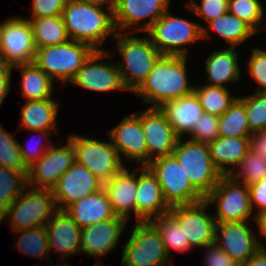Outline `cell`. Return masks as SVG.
<instances>
[{"label":"cell","instance_id":"obj_47","mask_svg":"<svg viewBox=\"0 0 266 266\" xmlns=\"http://www.w3.org/2000/svg\"><path fill=\"white\" fill-rule=\"evenodd\" d=\"M205 252V266H238L216 243L210 244Z\"/></svg>","mask_w":266,"mask_h":266},{"label":"cell","instance_id":"obj_12","mask_svg":"<svg viewBox=\"0 0 266 266\" xmlns=\"http://www.w3.org/2000/svg\"><path fill=\"white\" fill-rule=\"evenodd\" d=\"M209 203L204 199L190 205L170 207L169 214L179 223L191 247L205 248L215 243L217 222L205 212Z\"/></svg>","mask_w":266,"mask_h":266},{"label":"cell","instance_id":"obj_15","mask_svg":"<svg viewBox=\"0 0 266 266\" xmlns=\"http://www.w3.org/2000/svg\"><path fill=\"white\" fill-rule=\"evenodd\" d=\"M75 163V151L68 140L65 146L52 145L28 168L27 187L51 190L58 179Z\"/></svg>","mask_w":266,"mask_h":266},{"label":"cell","instance_id":"obj_27","mask_svg":"<svg viewBox=\"0 0 266 266\" xmlns=\"http://www.w3.org/2000/svg\"><path fill=\"white\" fill-rule=\"evenodd\" d=\"M208 147L211 160L222 176H230L251 149L250 137H217Z\"/></svg>","mask_w":266,"mask_h":266},{"label":"cell","instance_id":"obj_38","mask_svg":"<svg viewBox=\"0 0 266 266\" xmlns=\"http://www.w3.org/2000/svg\"><path fill=\"white\" fill-rule=\"evenodd\" d=\"M234 170L230 176L248 186L266 177V160L250 149Z\"/></svg>","mask_w":266,"mask_h":266},{"label":"cell","instance_id":"obj_1","mask_svg":"<svg viewBox=\"0 0 266 266\" xmlns=\"http://www.w3.org/2000/svg\"><path fill=\"white\" fill-rule=\"evenodd\" d=\"M186 63L185 56L162 55L134 94L150 103V108H160L167 101L194 92L195 86L189 84Z\"/></svg>","mask_w":266,"mask_h":266},{"label":"cell","instance_id":"obj_16","mask_svg":"<svg viewBox=\"0 0 266 266\" xmlns=\"http://www.w3.org/2000/svg\"><path fill=\"white\" fill-rule=\"evenodd\" d=\"M104 188V182L96 177L85 166L75 162L51 189L57 210L68 206L84 196L91 195ZM60 203V204H59Z\"/></svg>","mask_w":266,"mask_h":266},{"label":"cell","instance_id":"obj_39","mask_svg":"<svg viewBox=\"0 0 266 266\" xmlns=\"http://www.w3.org/2000/svg\"><path fill=\"white\" fill-rule=\"evenodd\" d=\"M228 12L247 23L256 33L260 31V27L266 30L263 22L266 20L264 9L260 0H228Z\"/></svg>","mask_w":266,"mask_h":266},{"label":"cell","instance_id":"obj_32","mask_svg":"<svg viewBox=\"0 0 266 266\" xmlns=\"http://www.w3.org/2000/svg\"><path fill=\"white\" fill-rule=\"evenodd\" d=\"M28 20L33 29L36 48L55 46L70 40L61 15Z\"/></svg>","mask_w":266,"mask_h":266},{"label":"cell","instance_id":"obj_3","mask_svg":"<svg viewBox=\"0 0 266 266\" xmlns=\"http://www.w3.org/2000/svg\"><path fill=\"white\" fill-rule=\"evenodd\" d=\"M112 39L116 41L115 46L123 58V61L117 63L123 85L127 91L133 93L148 77L162 54L148 36L117 32Z\"/></svg>","mask_w":266,"mask_h":266},{"label":"cell","instance_id":"obj_17","mask_svg":"<svg viewBox=\"0 0 266 266\" xmlns=\"http://www.w3.org/2000/svg\"><path fill=\"white\" fill-rule=\"evenodd\" d=\"M170 2V0H118L113 11L115 28L125 33L137 31L145 33L169 9ZM147 18L150 20L146 24L135 27ZM133 26L134 30H126Z\"/></svg>","mask_w":266,"mask_h":266},{"label":"cell","instance_id":"obj_48","mask_svg":"<svg viewBox=\"0 0 266 266\" xmlns=\"http://www.w3.org/2000/svg\"><path fill=\"white\" fill-rule=\"evenodd\" d=\"M248 188L252 210H255V206L259 211L266 209V177L248 185Z\"/></svg>","mask_w":266,"mask_h":266},{"label":"cell","instance_id":"obj_49","mask_svg":"<svg viewBox=\"0 0 266 266\" xmlns=\"http://www.w3.org/2000/svg\"><path fill=\"white\" fill-rule=\"evenodd\" d=\"M14 66L0 54V105L8 95L11 85V71Z\"/></svg>","mask_w":266,"mask_h":266},{"label":"cell","instance_id":"obj_14","mask_svg":"<svg viewBox=\"0 0 266 266\" xmlns=\"http://www.w3.org/2000/svg\"><path fill=\"white\" fill-rule=\"evenodd\" d=\"M36 45L30 21L24 17H10L3 21L0 54L13 66L33 63Z\"/></svg>","mask_w":266,"mask_h":266},{"label":"cell","instance_id":"obj_29","mask_svg":"<svg viewBox=\"0 0 266 266\" xmlns=\"http://www.w3.org/2000/svg\"><path fill=\"white\" fill-rule=\"evenodd\" d=\"M60 104L53 98L46 100H30L22 105L21 121L22 130L41 131L57 130V114Z\"/></svg>","mask_w":266,"mask_h":266},{"label":"cell","instance_id":"obj_10","mask_svg":"<svg viewBox=\"0 0 266 266\" xmlns=\"http://www.w3.org/2000/svg\"><path fill=\"white\" fill-rule=\"evenodd\" d=\"M123 266H175L169 261L164 243L149 222H136L122 251Z\"/></svg>","mask_w":266,"mask_h":266},{"label":"cell","instance_id":"obj_13","mask_svg":"<svg viewBox=\"0 0 266 266\" xmlns=\"http://www.w3.org/2000/svg\"><path fill=\"white\" fill-rule=\"evenodd\" d=\"M109 52L101 49L95 50L77 71L69 84L96 92H112L115 90H127L122 82L116 63L102 62Z\"/></svg>","mask_w":266,"mask_h":266},{"label":"cell","instance_id":"obj_7","mask_svg":"<svg viewBox=\"0 0 266 266\" xmlns=\"http://www.w3.org/2000/svg\"><path fill=\"white\" fill-rule=\"evenodd\" d=\"M26 190L0 216V223L9 218L13 232L45 226L57 211L51 190L31 187Z\"/></svg>","mask_w":266,"mask_h":266},{"label":"cell","instance_id":"obj_8","mask_svg":"<svg viewBox=\"0 0 266 266\" xmlns=\"http://www.w3.org/2000/svg\"><path fill=\"white\" fill-rule=\"evenodd\" d=\"M146 166L157 178L164 200L169 207L190 205L205 199L192 186L173 154L155 158Z\"/></svg>","mask_w":266,"mask_h":266},{"label":"cell","instance_id":"obj_22","mask_svg":"<svg viewBox=\"0 0 266 266\" xmlns=\"http://www.w3.org/2000/svg\"><path fill=\"white\" fill-rule=\"evenodd\" d=\"M127 220L115 216L81 230V251L87 256L102 257L116 248Z\"/></svg>","mask_w":266,"mask_h":266},{"label":"cell","instance_id":"obj_31","mask_svg":"<svg viewBox=\"0 0 266 266\" xmlns=\"http://www.w3.org/2000/svg\"><path fill=\"white\" fill-rule=\"evenodd\" d=\"M14 68L19 69L18 71L22 75L19 90L26 101L52 98L53 80L34 62L15 65Z\"/></svg>","mask_w":266,"mask_h":266},{"label":"cell","instance_id":"obj_6","mask_svg":"<svg viewBox=\"0 0 266 266\" xmlns=\"http://www.w3.org/2000/svg\"><path fill=\"white\" fill-rule=\"evenodd\" d=\"M172 154L177 158L192 186L205 198L222 174L211 160L208 144L179 137Z\"/></svg>","mask_w":266,"mask_h":266},{"label":"cell","instance_id":"obj_24","mask_svg":"<svg viewBox=\"0 0 266 266\" xmlns=\"http://www.w3.org/2000/svg\"><path fill=\"white\" fill-rule=\"evenodd\" d=\"M137 170H139V168L130 172L128 167H124L109 181L104 182V189L106 190L114 214L127 221L132 215L131 210L135 215Z\"/></svg>","mask_w":266,"mask_h":266},{"label":"cell","instance_id":"obj_20","mask_svg":"<svg viewBox=\"0 0 266 266\" xmlns=\"http://www.w3.org/2000/svg\"><path fill=\"white\" fill-rule=\"evenodd\" d=\"M108 136L121 160L124 155L127 161L135 160L136 163H141V166L148 164L146 139L139 112L123 118L118 125L108 131Z\"/></svg>","mask_w":266,"mask_h":266},{"label":"cell","instance_id":"obj_46","mask_svg":"<svg viewBox=\"0 0 266 266\" xmlns=\"http://www.w3.org/2000/svg\"><path fill=\"white\" fill-rule=\"evenodd\" d=\"M66 0H32V17L45 18L62 15Z\"/></svg>","mask_w":266,"mask_h":266},{"label":"cell","instance_id":"obj_41","mask_svg":"<svg viewBox=\"0 0 266 266\" xmlns=\"http://www.w3.org/2000/svg\"><path fill=\"white\" fill-rule=\"evenodd\" d=\"M240 98L245 102L250 132L263 133L266 130V94L255 92Z\"/></svg>","mask_w":266,"mask_h":266},{"label":"cell","instance_id":"obj_37","mask_svg":"<svg viewBox=\"0 0 266 266\" xmlns=\"http://www.w3.org/2000/svg\"><path fill=\"white\" fill-rule=\"evenodd\" d=\"M26 185L27 172L0 166V216L22 194Z\"/></svg>","mask_w":266,"mask_h":266},{"label":"cell","instance_id":"obj_34","mask_svg":"<svg viewBox=\"0 0 266 266\" xmlns=\"http://www.w3.org/2000/svg\"><path fill=\"white\" fill-rule=\"evenodd\" d=\"M148 222L157 230L169 258L172 249L181 253L191 250L192 247L185 239L179 223L169 213L155 217Z\"/></svg>","mask_w":266,"mask_h":266},{"label":"cell","instance_id":"obj_18","mask_svg":"<svg viewBox=\"0 0 266 266\" xmlns=\"http://www.w3.org/2000/svg\"><path fill=\"white\" fill-rule=\"evenodd\" d=\"M246 222H222L216 225L215 243L238 265L247 261L264 244Z\"/></svg>","mask_w":266,"mask_h":266},{"label":"cell","instance_id":"obj_21","mask_svg":"<svg viewBox=\"0 0 266 266\" xmlns=\"http://www.w3.org/2000/svg\"><path fill=\"white\" fill-rule=\"evenodd\" d=\"M139 169L141 173L138 174L137 171L135 218L136 222H148L152 217L167 214L170 207L165 202L161 186L151 170L147 166Z\"/></svg>","mask_w":266,"mask_h":266},{"label":"cell","instance_id":"obj_25","mask_svg":"<svg viewBox=\"0 0 266 266\" xmlns=\"http://www.w3.org/2000/svg\"><path fill=\"white\" fill-rule=\"evenodd\" d=\"M65 211L83 229L114 218L106 190L103 188L68 206Z\"/></svg>","mask_w":266,"mask_h":266},{"label":"cell","instance_id":"obj_11","mask_svg":"<svg viewBox=\"0 0 266 266\" xmlns=\"http://www.w3.org/2000/svg\"><path fill=\"white\" fill-rule=\"evenodd\" d=\"M205 200L209 205L216 204L217 214L214 218L217 223L254 219L248 186L235 181L231 176H222Z\"/></svg>","mask_w":266,"mask_h":266},{"label":"cell","instance_id":"obj_4","mask_svg":"<svg viewBox=\"0 0 266 266\" xmlns=\"http://www.w3.org/2000/svg\"><path fill=\"white\" fill-rule=\"evenodd\" d=\"M203 27L170 14L168 9L145 33L162 55L187 57L189 50L184 46L203 39Z\"/></svg>","mask_w":266,"mask_h":266},{"label":"cell","instance_id":"obj_36","mask_svg":"<svg viewBox=\"0 0 266 266\" xmlns=\"http://www.w3.org/2000/svg\"><path fill=\"white\" fill-rule=\"evenodd\" d=\"M194 92L199 98L203 112L220 117L237 97L230 95L226 87L203 85L195 86Z\"/></svg>","mask_w":266,"mask_h":266},{"label":"cell","instance_id":"obj_53","mask_svg":"<svg viewBox=\"0 0 266 266\" xmlns=\"http://www.w3.org/2000/svg\"><path fill=\"white\" fill-rule=\"evenodd\" d=\"M84 2H87L92 5H97L100 7H103V5H106V9L114 11L118 0H82Z\"/></svg>","mask_w":266,"mask_h":266},{"label":"cell","instance_id":"obj_55","mask_svg":"<svg viewBox=\"0 0 266 266\" xmlns=\"http://www.w3.org/2000/svg\"><path fill=\"white\" fill-rule=\"evenodd\" d=\"M97 264H94L93 266H104V265H102V263H98V262H96Z\"/></svg>","mask_w":266,"mask_h":266},{"label":"cell","instance_id":"obj_5","mask_svg":"<svg viewBox=\"0 0 266 266\" xmlns=\"http://www.w3.org/2000/svg\"><path fill=\"white\" fill-rule=\"evenodd\" d=\"M95 49L84 42L65 43L37 48L34 63L53 81L69 83Z\"/></svg>","mask_w":266,"mask_h":266},{"label":"cell","instance_id":"obj_9","mask_svg":"<svg viewBox=\"0 0 266 266\" xmlns=\"http://www.w3.org/2000/svg\"><path fill=\"white\" fill-rule=\"evenodd\" d=\"M68 140L75 151V162L85 166L103 182L109 181L125 167L111 140L98 141L72 133Z\"/></svg>","mask_w":266,"mask_h":266},{"label":"cell","instance_id":"obj_26","mask_svg":"<svg viewBox=\"0 0 266 266\" xmlns=\"http://www.w3.org/2000/svg\"><path fill=\"white\" fill-rule=\"evenodd\" d=\"M160 110L166 115L179 137L189 134L203 114L202 106L195 92L179 99L167 101L160 107Z\"/></svg>","mask_w":266,"mask_h":266},{"label":"cell","instance_id":"obj_28","mask_svg":"<svg viewBox=\"0 0 266 266\" xmlns=\"http://www.w3.org/2000/svg\"><path fill=\"white\" fill-rule=\"evenodd\" d=\"M236 47H228L208 55L205 60V71L208 75L206 83L211 86L226 87L224 84L237 82L241 78V67H239Z\"/></svg>","mask_w":266,"mask_h":266},{"label":"cell","instance_id":"obj_19","mask_svg":"<svg viewBox=\"0 0 266 266\" xmlns=\"http://www.w3.org/2000/svg\"><path fill=\"white\" fill-rule=\"evenodd\" d=\"M148 151V163L155 158L171 155L179 136L160 108L139 112ZM156 155V156H155Z\"/></svg>","mask_w":266,"mask_h":266},{"label":"cell","instance_id":"obj_45","mask_svg":"<svg viewBox=\"0 0 266 266\" xmlns=\"http://www.w3.org/2000/svg\"><path fill=\"white\" fill-rule=\"evenodd\" d=\"M53 132L58 133V130H41V131H32V132H36L39 135L41 134L40 137H45V141H46V137L48 138V135L51 134ZM50 142V143H49ZM47 142L48 145L45 142V145L42 144V142L37 143V145L34 146V148L32 146H29V144H27L26 146H22V144H19L20 147V151H21V155L24 161V165L25 167L28 169L30 166H32L35 162H37L46 152V150H48L53 144V141H49Z\"/></svg>","mask_w":266,"mask_h":266},{"label":"cell","instance_id":"obj_44","mask_svg":"<svg viewBox=\"0 0 266 266\" xmlns=\"http://www.w3.org/2000/svg\"><path fill=\"white\" fill-rule=\"evenodd\" d=\"M248 60V73L259 85L256 92H266V50L260 47L253 48Z\"/></svg>","mask_w":266,"mask_h":266},{"label":"cell","instance_id":"obj_30","mask_svg":"<svg viewBox=\"0 0 266 266\" xmlns=\"http://www.w3.org/2000/svg\"><path fill=\"white\" fill-rule=\"evenodd\" d=\"M203 39L210 38L209 29H213L217 35L228 42L230 47H236L257 33L245 22L234 14L226 12L219 17L208 22L207 27H203Z\"/></svg>","mask_w":266,"mask_h":266},{"label":"cell","instance_id":"obj_50","mask_svg":"<svg viewBox=\"0 0 266 266\" xmlns=\"http://www.w3.org/2000/svg\"><path fill=\"white\" fill-rule=\"evenodd\" d=\"M250 146L253 151L266 160V130L250 136Z\"/></svg>","mask_w":266,"mask_h":266},{"label":"cell","instance_id":"obj_51","mask_svg":"<svg viewBox=\"0 0 266 266\" xmlns=\"http://www.w3.org/2000/svg\"><path fill=\"white\" fill-rule=\"evenodd\" d=\"M238 266H266V247L261 246L254 255Z\"/></svg>","mask_w":266,"mask_h":266},{"label":"cell","instance_id":"obj_23","mask_svg":"<svg viewBox=\"0 0 266 266\" xmlns=\"http://www.w3.org/2000/svg\"><path fill=\"white\" fill-rule=\"evenodd\" d=\"M50 254L58 252L61 260L77 252L81 253V228L65 210H57L45 225Z\"/></svg>","mask_w":266,"mask_h":266},{"label":"cell","instance_id":"obj_2","mask_svg":"<svg viewBox=\"0 0 266 266\" xmlns=\"http://www.w3.org/2000/svg\"><path fill=\"white\" fill-rule=\"evenodd\" d=\"M61 16L69 39L87 43L95 50H101L99 46L117 33L113 11L82 0L68 1Z\"/></svg>","mask_w":266,"mask_h":266},{"label":"cell","instance_id":"obj_52","mask_svg":"<svg viewBox=\"0 0 266 266\" xmlns=\"http://www.w3.org/2000/svg\"><path fill=\"white\" fill-rule=\"evenodd\" d=\"M252 220L255 221L256 227H258L259 235L266 239V209L256 212Z\"/></svg>","mask_w":266,"mask_h":266},{"label":"cell","instance_id":"obj_43","mask_svg":"<svg viewBox=\"0 0 266 266\" xmlns=\"http://www.w3.org/2000/svg\"><path fill=\"white\" fill-rule=\"evenodd\" d=\"M186 5L194 15L206 22L228 12V0H200V4L190 0Z\"/></svg>","mask_w":266,"mask_h":266},{"label":"cell","instance_id":"obj_35","mask_svg":"<svg viewBox=\"0 0 266 266\" xmlns=\"http://www.w3.org/2000/svg\"><path fill=\"white\" fill-rule=\"evenodd\" d=\"M18 240L14 248H17L26 256L35 258L49 259L50 250L48 243V233L45 226H37L33 228L15 231ZM17 246V247H16Z\"/></svg>","mask_w":266,"mask_h":266},{"label":"cell","instance_id":"obj_42","mask_svg":"<svg viewBox=\"0 0 266 266\" xmlns=\"http://www.w3.org/2000/svg\"><path fill=\"white\" fill-rule=\"evenodd\" d=\"M219 117L213 114L204 113L195 123L188 138L195 142L206 143L214 141L219 137Z\"/></svg>","mask_w":266,"mask_h":266},{"label":"cell","instance_id":"obj_40","mask_svg":"<svg viewBox=\"0 0 266 266\" xmlns=\"http://www.w3.org/2000/svg\"><path fill=\"white\" fill-rule=\"evenodd\" d=\"M0 166L7 167L19 172H28L24 165L19 143L0 124Z\"/></svg>","mask_w":266,"mask_h":266},{"label":"cell","instance_id":"obj_54","mask_svg":"<svg viewBox=\"0 0 266 266\" xmlns=\"http://www.w3.org/2000/svg\"><path fill=\"white\" fill-rule=\"evenodd\" d=\"M2 27H3V22L0 23V37H1Z\"/></svg>","mask_w":266,"mask_h":266},{"label":"cell","instance_id":"obj_33","mask_svg":"<svg viewBox=\"0 0 266 266\" xmlns=\"http://www.w3.org/2000/svg\"><path fill=\"white\" fill-rule=\"evenodd\" d=\"M219 137H250L245 102L237 96L219 117Z\"/></svg>","mask_w":266,"mask_h":266}]
</instances>
